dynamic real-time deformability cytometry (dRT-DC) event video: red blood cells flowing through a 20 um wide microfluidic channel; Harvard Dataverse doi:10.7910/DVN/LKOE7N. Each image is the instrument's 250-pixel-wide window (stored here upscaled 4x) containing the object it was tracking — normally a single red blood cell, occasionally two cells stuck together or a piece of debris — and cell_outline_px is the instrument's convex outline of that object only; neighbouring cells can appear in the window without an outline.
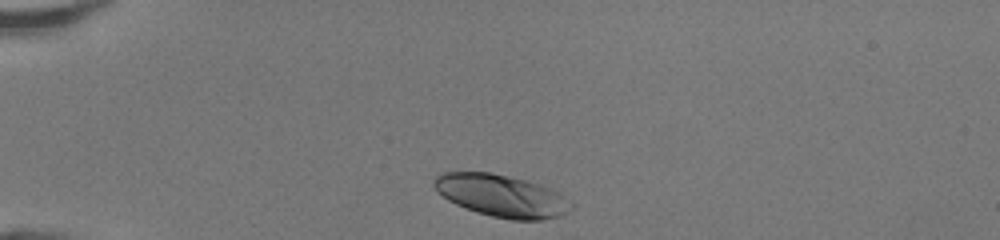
{"species": "human", "species_latin": "Homo sapiens", "temperature_condition": "room temperature", "stored_images_in_passage": 30, "camera_frame_rate_fps": 3000, "um_per_image_px": 0.085, "donor": {"sex": "female"}, "frame": {"image": 1, "passage_image": 1, "time_ms": 0.0, "image_size_px": [1000, 240], "cell_outline_px": [[572, 208], [568, 212], [560, 216], [540, 220], [512, 220], [492, 216], [476, 212], [456, 204], [448, 200], [436, 192], [432, 184], [432, 180], [440, 172], [488, 172], [508, 176], [540, 184], [552, 188], [564, 196], [572, 204]], "centroid_in_image_um": [42.61, 16.63], "position_along_channel_um": 42.4, "area_um2": 33.93}}
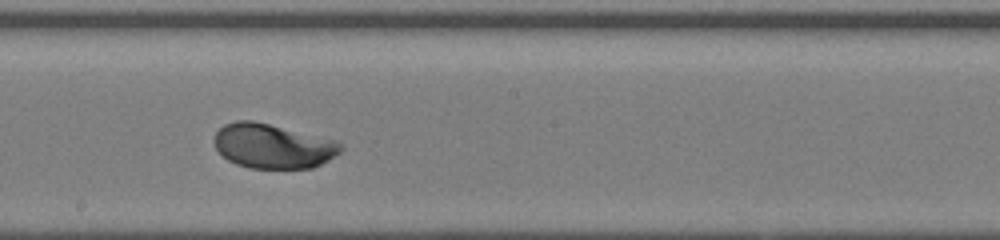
{"frame": {"image": 2, "passage_image": 17, "time_ms": 5.333, "image_size_px": [1000, 240], "cell_outline_px": [[344, 148], [340, 152], [328, 160], [312, 168], [248, 168], [236, 164], [228, 160], [216, 148], [212, 140], [216, 132], [224, 124], [236, 120], [252, 120], [340, 140], [344, 144]], "centroid_in_image_um": [23.22, 12.4], "position_along_channel_um": 225.0, "area_um2": 33.23}}
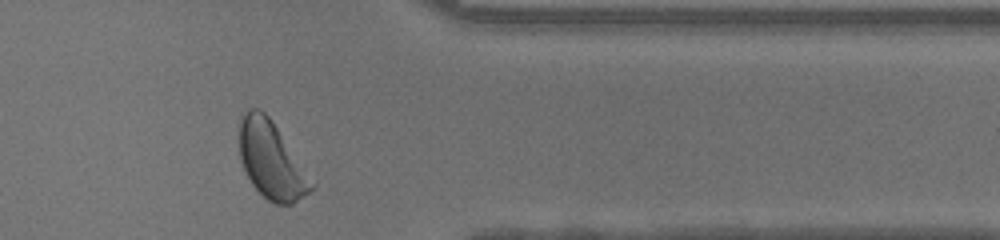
{"frame": {"image": 3, "passage_image": 29, "time_ms": 9.333, "image_size_px": [1000, 240], "cell_outline_px": [[316, 188], [292, 204], [276, 204], [268, 200], [252, 184], [240, 160], [240, 112], [248, 108], [260, 108], [272, 120], [316, 184]], "centroid_in_image_um": [23.08, 13.6], "position_along_channel_um": 388.3, "area_um2": 32.43}, "authors_computed_cell_mechanics": {"area_um2": 33.0905, "velocity_mm_per_s": 4.2591, "shape_relaxation_time_tau1_ms": 1.8798, "shape_relaxation_time_tau2_ms": null, "deformation_change_tau1": 0.1453, "deformation_change_tau2": null}}